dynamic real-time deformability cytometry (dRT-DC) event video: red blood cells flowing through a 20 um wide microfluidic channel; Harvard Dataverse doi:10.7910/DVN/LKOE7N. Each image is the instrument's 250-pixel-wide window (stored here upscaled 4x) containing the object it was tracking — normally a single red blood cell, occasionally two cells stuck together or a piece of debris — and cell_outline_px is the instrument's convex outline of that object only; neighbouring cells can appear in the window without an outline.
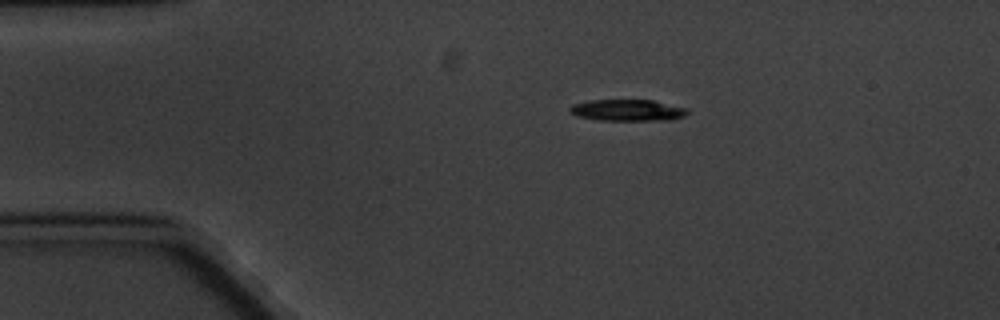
{"species": "common noctule bat (a hibernating species)", "species_latin": "Nyctalus noctula", "temperature_condition": "cold", "stored_images_in_passage": 2, "camera_frame_rate_fps": 3000, "um_per_image_px": 0.085, "animal": {"sex": "male", "body_mass_g": 20.1, "forearm_length_mm": 53.5}, "frame": {"image": 1, "passage_image": 1, "time_ms": 0.0, "image_size_px": [1000, 320], "cell_outline_px": [[688, 112], [684, 116], [672, 120], [600, 120], [576, 116], [568, 112], [568, 108], [572, 104], [588, 100], [652, 100], [688, 108]], "centroid_in_image_um": [53.31, 9.37], "position_along_channel_um": 31.7, "area_um2": 14.85}}